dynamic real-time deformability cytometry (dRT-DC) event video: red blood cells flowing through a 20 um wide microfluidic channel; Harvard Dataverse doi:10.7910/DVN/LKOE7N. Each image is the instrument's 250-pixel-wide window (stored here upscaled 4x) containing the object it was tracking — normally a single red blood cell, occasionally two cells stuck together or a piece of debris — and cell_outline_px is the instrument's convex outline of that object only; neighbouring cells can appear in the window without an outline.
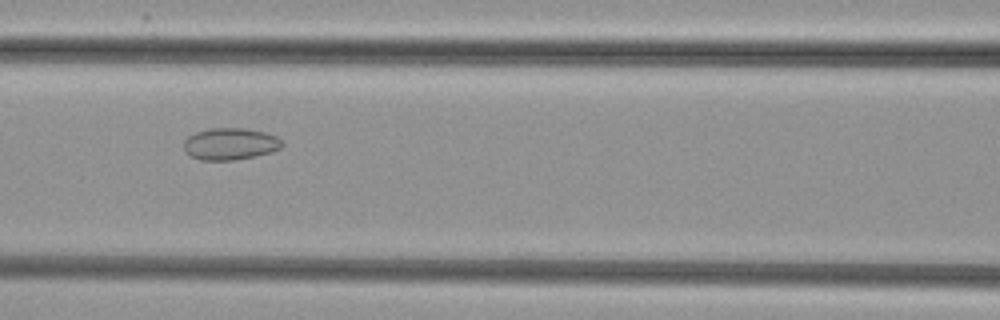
{"species": "common noctule bat (a hibernating species)", "species_latin": "Nyctalus noctula", "temperature_condition": "cold", "stored_images_in_passage": 39, "camera_frame_rate_fps": 3000, "um_per_image_px": 0.085, "animal": {"sex": "female", "body_mass_g": 29.2, "forearm_length_mm": 56.3}, "frame": {"image": 1, "passage_image": 10, "time_ms": 3.0, "image_size_px": [1000, 320], "cell_outline_px": [[284, 144], [280, 148], [272, 152], [256, 156], [236, 160], [200, 160], [184, 152], [184, 140], [188, 136], [196, 132], [208, 128], [244, 128], [264, 132], [276, 136], [284, 140]], "centroid_in_image_um": [19.58, 12.23], "position_along_channel_um": 147.0, "area_um2": 18.5}}
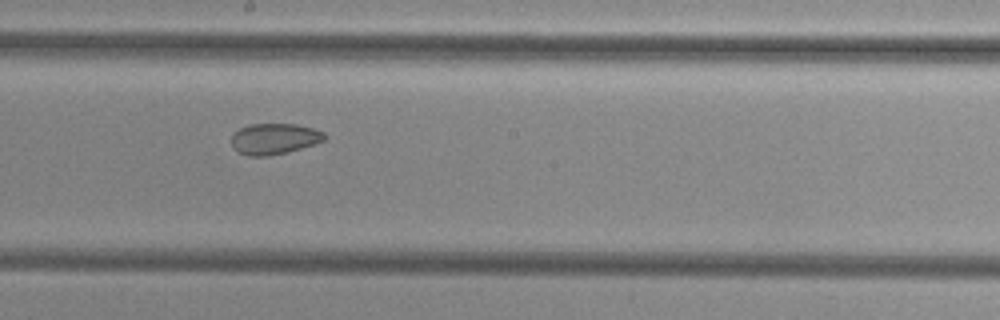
{"frame": {"image": 2, "passage_image": 16, "time_ms": 5.0, "image_size_px": [1000, 320], "cell_outline_px": [[324, 140], [288, 152], [268, 156], [248, 156], [236, 152], [232, 148], [232, 132], [248, 124], [296, 124], [312, 128], [324, 132]], "centroid_in_image_um": [23.24, 11.8], "position_along_channel_um": 225.0, "area_um2": 16.82}}
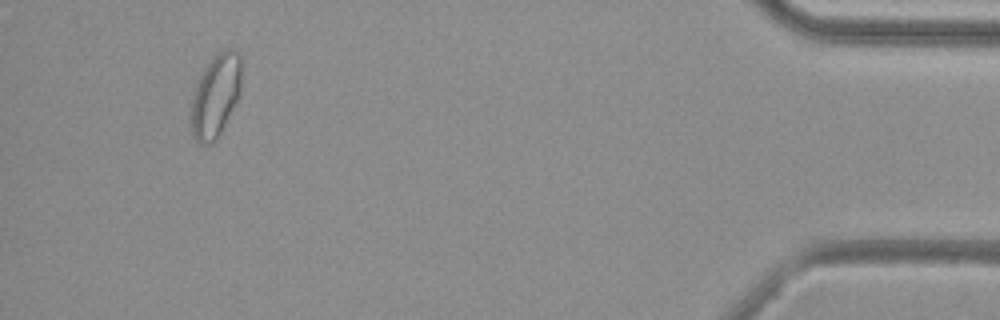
{"frame": {"image": 3, "passage_image": 36, "time_ms": 11.667, "image_size_px": [1000, 320], "cell_outline_px": [[240, 96], [216, 140], [212, 144], [200, 144], [192, 136], [188, 124], [188, 112], [192, 96], [200, 76], [204, 68], [212, 56], [228, 48], [232, 48], [240, 52]], "centroid_in_image_um": [18.27, 8.18], "position_along_channel_um": 416.9, "area_um2": 24.97}}